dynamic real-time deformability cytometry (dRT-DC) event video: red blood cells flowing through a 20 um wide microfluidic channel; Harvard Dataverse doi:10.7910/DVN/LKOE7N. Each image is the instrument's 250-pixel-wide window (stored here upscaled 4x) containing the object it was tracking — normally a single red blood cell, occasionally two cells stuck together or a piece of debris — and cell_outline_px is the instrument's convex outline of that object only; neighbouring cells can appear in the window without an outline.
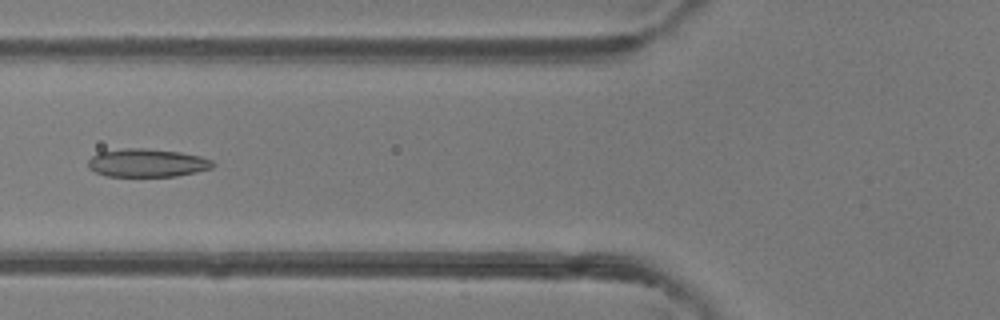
{"species": "common noctule bat (a hibernating species)", "species_latin": "Nyctalus noctula", "temperature_condition": "room temperature", "stored_images_in_passage": 48, "camera_frame_rate_fps": 3000, "um_per_image_px": 0.085, "animal": {"sex": "female"}, "frame": {"image": 1, "passage_image": 19, "time_ms": 6.0, "image_size_px": [1000, 320], "cell_outline_px": [[216, 164], [212, 168], [196, 172], [176, 176], [108, 176], [96, 172], [88, 168], [88, 160], [92, 156], [100, 152], [124, 148], [148, 148], [180, 152], [200, 156], [212, 160]], "centroid_in_image_um": [12.52, 13.84], "position_along_channel_um": 113.3, "area_um2": 20.52}}
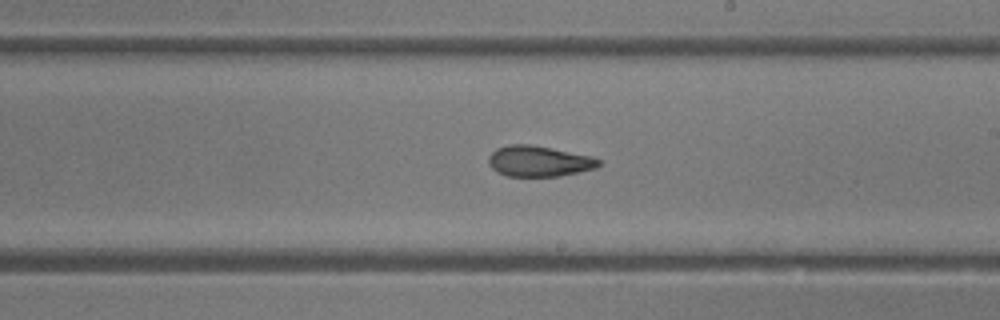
{"frame": {"image": 2, "passage_image": 28, "time_ms": 9.0, "image_size_px": [1000, 320], "cell_outline_px": [[600, 164], [596, 168], [560, 176], [504, 176], [496, 172], [488, 164], [488, 156], [496, 148], [508, 144], [528, 144], [552, 148], [592, 156], [600, 160]], "centroid_in_image_um": [45.77, 13.7], "position_along_channel_um": 243.2, "area_um2": 19.88}}
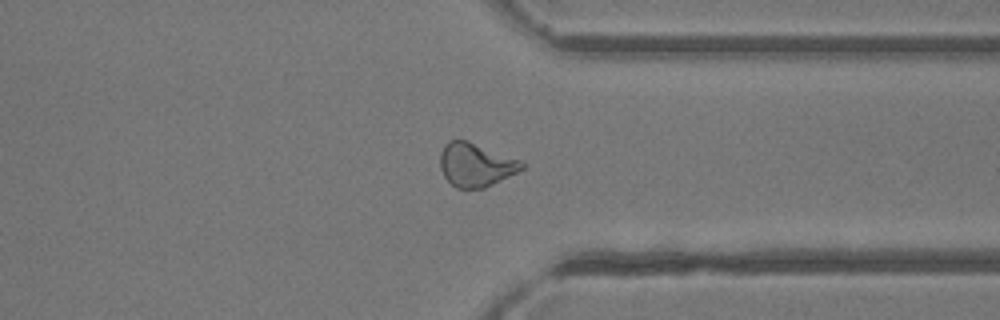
{"frame": {"image": 3, "passage_image": 37, "time_ms": 12.0, "image_size_px": [1000, 320], "cell_outline_px": [[524, 168], [484, 188], [456, 188], [444, 176], [440, 168], [440, 152], [444, 144], [448, 140], [468, 140], [520, 160], [524, 164]], "centroid_in_image_um": [40.4, 13.99], "position_along_channel_um": 371.0, "area_um2": 20.58}, "authors_computed_cell_mechanics": {"area_um2": 21.0681, "velocity_mm_per_s": 4.3263, "shape_relaxation_time_tau1_ms": 10.2023, "shape_relaxation_time_tau2_ms": 2.3772, "deformation_change_tau1": 0.2617, "deformation_change_tau2": 0.0797}}